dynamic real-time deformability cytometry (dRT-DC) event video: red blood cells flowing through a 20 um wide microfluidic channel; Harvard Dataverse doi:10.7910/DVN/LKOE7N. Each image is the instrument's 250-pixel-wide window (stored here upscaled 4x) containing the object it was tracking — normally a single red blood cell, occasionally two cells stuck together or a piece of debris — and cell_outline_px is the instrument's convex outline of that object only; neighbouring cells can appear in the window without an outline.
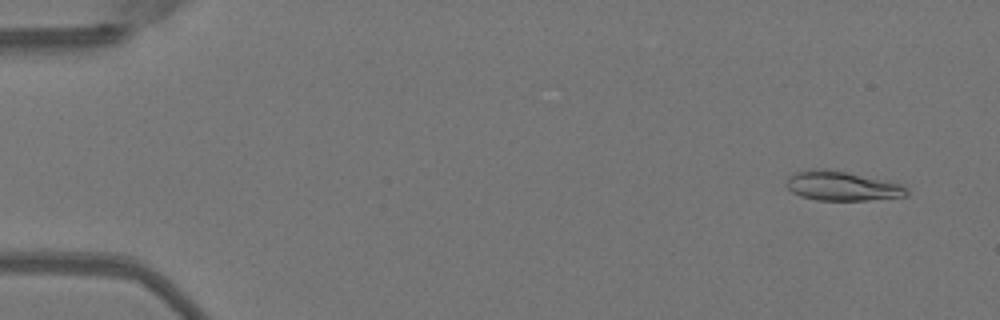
{"species": "Egyptian fruit bat (a non-hibernating species)", "species_latin": "Rousettus aegyptiacus", "temperature_condition": "warm", "stored_images_in_passage": 50, "camera_frame_rate_fps": 3000, "um_per_image_px": 0.085, "animal": {"sex": "female"}, "frame": {"image": 1, "passage_image": 4, "time_ms": 1.0, "image_size_px": [1000, 320], "cell_outline_px": [[908, 196], [868, 200], [816, 200], [800, 196], [792, 192], [788, 188], [788, 176], [796, 172], [812, 168], [824, 168], [888, 180], [900, 184], [908, 188]], "centroid_in_image_um": [71.59, 15.8], "position_along_channel_um": 13.4, "area_um2": 20.69}}
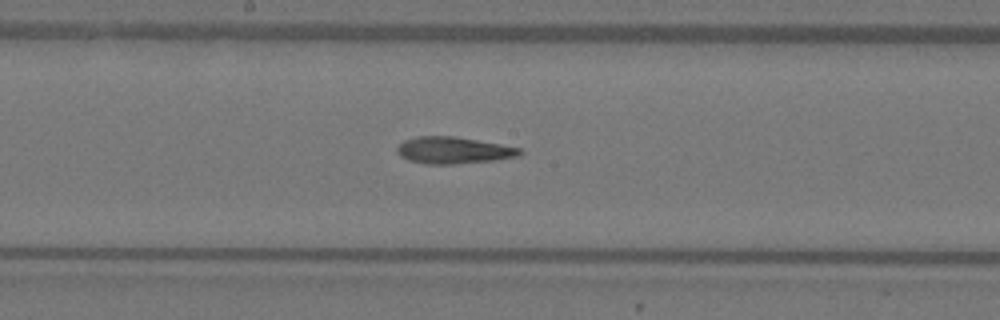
{"frame": {"image": 2, "passage_image": 28, "time_ms": 9.0, "image_size_px": [1000, 320], "cell_outline_px": [[524, 152], [520, 156], [496, 160], [452, 164], [428, 164], [408, 160], [400, 156], [396, 152], [396, 148], [404, 140], [416, 136], [456, 136], [500, 144], [520, 148]], "centroid_in_image_um": [38.54, 12.77], "position_along_channel_um": 209.7, "area_um2": 19.25}}
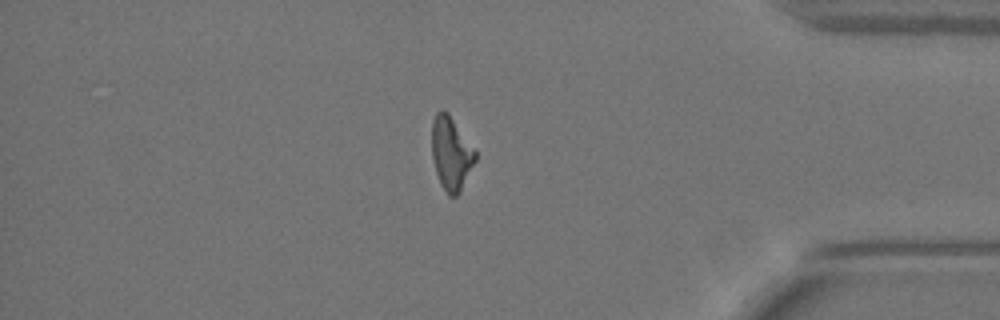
{"frame": {"image": 3, "passage_image": 44, "time_ms": 14.333, "image_size_px": [1000, 320], "cell_outline_px": [[476, 160], [460, 192], [456, 196], [448, 196], [440, 184], [436, 172], [432, 156], [432, 120], [436, 112], [440, 108], [444, 108], [448, 112], [476, 152]], "centroid_in_image_um": [38.32, 13.02], "position_along_channel_um": 396.9, "area_um2": 18.61}, "authors_computed_cell_mechanics": {"area_um2": 19.2474, "velocity_mm_per_s": 4.0495, "shape_relaxation_time_tau1_ms": 10.5924, "shape_relaxation_time_tau2_ms": 5.2559, "deformation_change_tau1": 0.2834, "deformation_change_tau2": 0.1546}}